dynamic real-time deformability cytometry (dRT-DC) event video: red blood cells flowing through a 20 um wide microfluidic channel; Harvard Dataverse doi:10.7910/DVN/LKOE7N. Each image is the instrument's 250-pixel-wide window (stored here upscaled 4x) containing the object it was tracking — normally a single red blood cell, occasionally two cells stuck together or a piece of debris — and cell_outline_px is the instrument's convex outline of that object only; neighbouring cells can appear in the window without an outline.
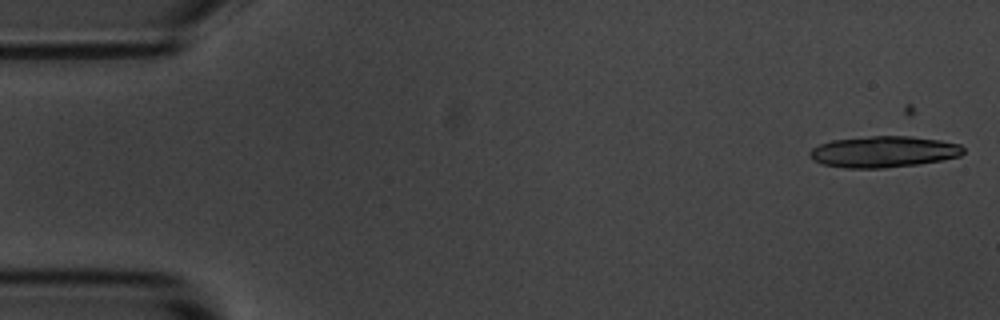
{"species": "common noctule bat (a hibernating species)", "species_latin": "Nyctalus noctula", "temperature_condition": "room temperature", "stored_images_in_passage": 54, "camera_frame_rate_fps": 3000, "um_per_image_px": 0.085, "animal": {"sex": "male", "body_mass_g": 20.1, "forearm_length_mm": 53.5}, "frame": {"image": 1, "passage_image": 1, "time_ms": 0.0, "image_size_px": [1000, 320], "cell_outline_px": [[964, 152], [960, 156], [940, 160], [916, 164], [884, 168], [844, 168], [820, 164], [812, 160], [808, 156], [808, 152], [812, 148], [820, 144], [832, 140], [872, 136], [912, 136], [940, 140], [960, 144], [964, 148]], "centroid_in_image_um": [75.06, 12.9], "position_along_channel_um": 9.9, "area_um2": 28.09}}
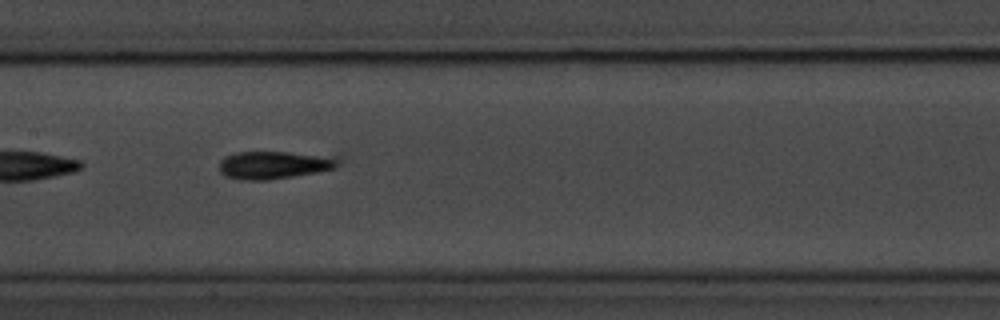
{"frame": {"image": 2, "passage_image": 26, "time_ms": 8.333, "image_size_px": [1000, 320], "cell_outline_px": [[344, 156], [340, 164], [336, 168], [316, 172], [268, 180], [240, 180], [224, 176], [220, 172], [220, 160], [224, 156], [236, 152], [344, 152]], "centroid_in_image_um": [23.54, 13.97], "position_along_channel_um": 183.9, "area_um2": 20.52}}
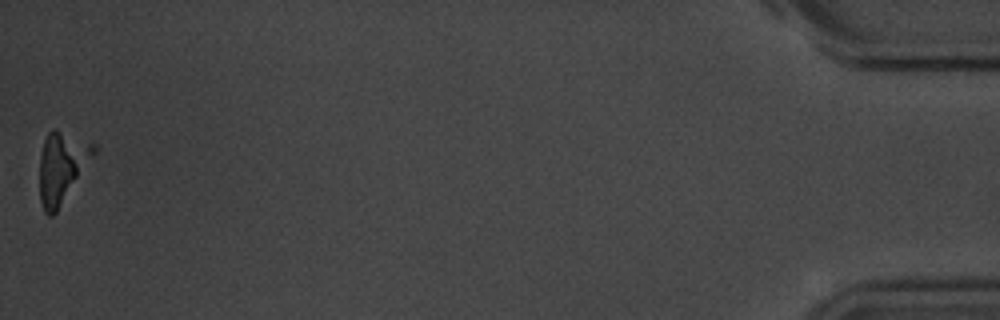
{"frame": {"image": 3, "passage_image": 54, "time_ms": 17.667, "image_size_px": [1000, 320], "cell_outline_px": [[96, 152], [56, 212], [52, 216], [48, 216], [44, 212], [40, 200], [40, 156], [44, 140], [48, 132], [52, 128], [56, 128], [96, 144]], "centroid_in_image_um": [5.25, 14.17], "position_along_channel_um": 430.0, "area_um2": 22.2}}